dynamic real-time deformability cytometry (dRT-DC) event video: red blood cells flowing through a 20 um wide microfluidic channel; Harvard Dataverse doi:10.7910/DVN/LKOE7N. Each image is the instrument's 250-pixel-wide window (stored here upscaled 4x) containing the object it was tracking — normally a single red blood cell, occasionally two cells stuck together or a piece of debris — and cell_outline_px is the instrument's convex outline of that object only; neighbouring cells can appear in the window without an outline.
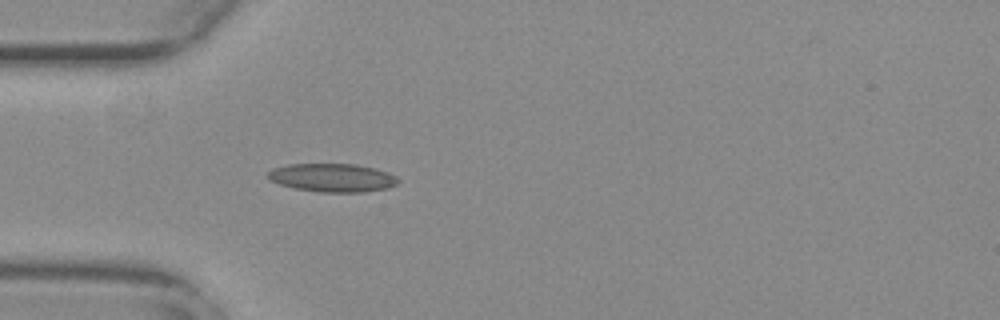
{"species": "common noctule bat (a hibernating species)", "species_latin": "Nyctalus noctula", "temperature_condition": "warm", "stored_images_in_passage": 43, "camera_frame_rate_fps": 3000, "um_per_image_px": 0.085, "animal": {"sex": "female", "body_mass_g": 29.2, "forearm_length_mm": 56.3}, "frame": {"image": 1, "passage_image": 5, "time_ms": 1.333, "image_size_px": [1000, 320], "cell_outline_px": [[400, 180], [396, 184], [388, 188], [364, 192], [320, 192], [296, 188], [280, 184], [268, 180], [268, 172], [272, 168], [288, 164], [356, 164], [376, 168], [388, 172], [396, 176]], "centroid_in_image_um": [28.27, 15.1], "position_along_channel_um": 56.7, "area_um2": 21.62}}
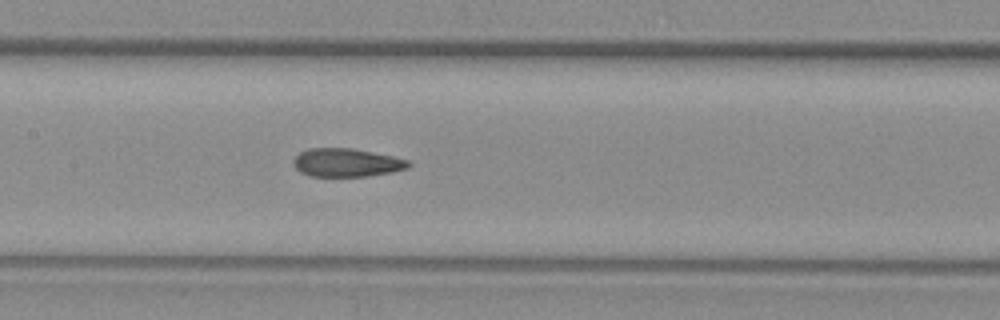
{"frame": {"image": 2, "passage_image": 15, "time_ms": 4.667, "image_size_px": [1000, 320], "cell_outline_px": [[412, 164], [408, 168], [392, 172], [368, 176], [308, 176], [300, 172], [292, 164], [292, 160], [300, 152], [308, 148], [352, 148], [392, 156], [408, 160]], "centroid_in_image_um": [29.44, 13.82], "position_along_channel_um": 178.0, "area_um2": 19.07}}
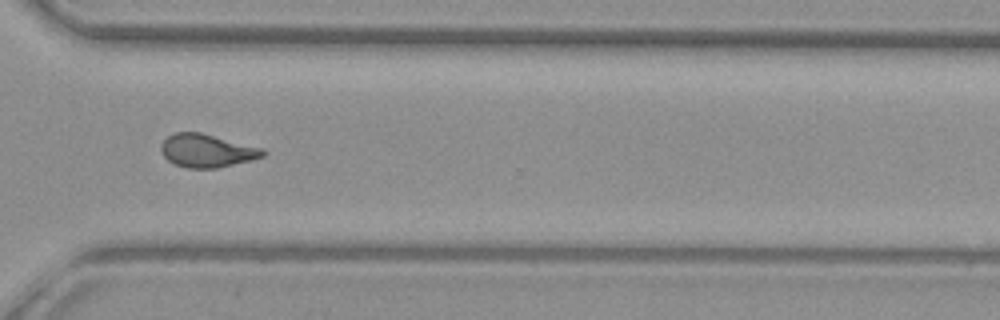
{"frame": {"image": 3, "passage_image": 29, "time_ms": 9.333, "image_size_px": [1000, 320], "cell_outline_px": [[268, 152], [264, 156], [252, 160], [216, 168], [188, 168], [172, 164], [164, 156], [160, 148], [160, 144], [168, 136], [176, 132], [200, 132], [264, 148]], "centroid_in_image_um": [17.6, 12.81], "position_along_channel_um": 353.0, "area_um2": 19.83}, "authors_computed_cell_mechanics": {"area_um2": 19.8254, "velocity_mm_per_s": 3.7557, "shape_relaxation_time_tau1_ms": null, "shape_relaxation_time_tau2_ms": 1.8968, "deformation_change_tau1": null, "deformation_change_tau2": 0.089}}